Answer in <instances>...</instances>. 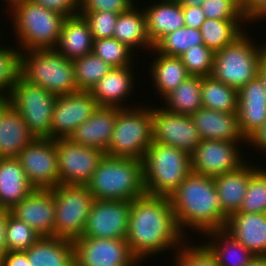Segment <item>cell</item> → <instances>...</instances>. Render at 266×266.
I'll list each match as a JSON object with an SVG mask.
<instances>
[{
    "instance_id": "cell-8",
    "label": "cell",
    "mask_w": 266,
    "mask_h": 266,
    "mask_svg": "<svg viewBox=\"0 0 266 266\" xmlns=\"http://www.w3.org/2000/svg\"><path fill=\"white\" fill-rule=\"evenodd\" d=\"M247 30L233 43L215 52L211 76L239 90L258 76L262 45L249 38Z\"/></svg>"
},
{
    "instance_id": "cell-56",
    "label": "cell",
    "mask_w": 266,
    "mask_h": 266,
    "mask_svg": "<svg viewBox=\"0 0 266 266\" xmlns=\"http://www.w3.org/2000/svg\"><path fill=\"white\" fill-rule=\"evenodd\" d=\"M10 105L8 97H0V120L3 111Z\"/></svg>"
},
{
    "instance_id": "cell-58",
    "label": "cell",
    "mask_w": 266,
    "mask_h": 266,
    "mask_svg": "<svg viewBox=\"0 0 266 266\" xmlns=\"http://www.w3.org/2000/svg\"><path fill=\"white\" fill-rule=\"evenodd\" d=\"M7 2V8H9L13 3L18 2L20 0H5Z\"/></svg>"
},
{
    "instance_id": "cell-19",
    "label": "cell",
    "mask_w": 266,
    "mask_h": 266,
    "mask_svg": "<svg viewBox=\"0 0 266 266\" xmlns=\"http://www.w3.org/2000/svg\"><path fill=\"white\" fill-rule=\"evenodd\" d=\"M239 127L248 140L266 121V91L257 76L238 90Z\"/></svg>"
},
{
    "instance_id": "cell-27",
    "label": "cell",
    "mask_w": 266,
    "mask_h": 266,
    "mask_svg": "<svg viewBox=\"0 0 266 266\" xmlns=\"http://www.w3.org/2000/svg\"><path fill=\"white\" fill-rule=\"evenodd\" d=\"M30 266H75L72 240L42 236L26 251Z\"/></svg>"
},
{
    "instance_id": "cell-44",
    "label": "cell",
    "mask_w": 266,
    "mask_h": 266,
    "mask_svg": "<svg viewBox=\"0 0 266 266\" xmlns=\"http://www.w3.org/2000/svg\"><path fill=\"white\" fill-rule=\"evenodd\" d=\"M88 23L94 39L111 38L119 13L110 11H79Z\"/></svg>"
},
{
    "instance_id": "cell-1",
    "label": "cell",
    "mask_w": 266,
    "mask_h": 266,
    "mask_svg": "<svg viewBox=\"0 0 266 266\" xmlns=\"http://www.w3.org/2000/svg\"><path fill=\"white\" fill-rule=\"evenodd\" d=\"M186 238L177 227L169 197L145 194L132 201L126 240L140 264L165 250L177 251Z\"/></svg>"
},
{
    "instance_id": "cell-33",
    "label": "cell",
    "mask_w": 266,
    "mask_h": 266,
    "mask_svg": "<svg viewBox=\"0 0 266 266\" xmlns=\"http://www.w3.org/2000/svg\"><path fill=\"white\" fill-rule=\"evenodd\" d=\"M165 110L192 116L203 107L201 100V77L190 76L163 98Z\"/></svg>"
},
{
    "instance_id": "cell-6",
    "label": "cell",
    "mask_w": 266,
    "mask_h": 266,
    "mask_svg": "<svg viewBox=\"0 0 266 266\" xmlns=\"http://www.w3.org/2000/svg\"><path fill=\"white\" fill-rule=\"evenodd\" d=\"M20 76L56 96L79 91L72 60L66 59L55 48L21 51Z\"/></svg>"
},
{
    "instance_id": "cell-25",
    "label": "cell",
    "mask_w": 266,
    "mask_h": 266,
    "mask_svg": "<svg viewBox=\"0 0 266 266\" xmlns=\"http://www.w3.org/2000/svg\"><path fill=\"white\" fill-rule=\"evenodd\" d=\"M146 29L155 45L163 36L185 26L182 5L179 0H158L145 6Z\"/></svg>"
},
{
    "instance_id": "cell-49",
    "label": "cell",
    "mask_w": 266,
    "mask_h": 266,
    "mask_svg": "<svg viewBox=\"0 0 266 266\" xmlns=\"http://www.w3.org/2000/svg\"><path fill=\"white\" fill-rule=\"evenodd\" d=\"M182 11L186 27L199 30L203 22L206 20L201 6H182Z\"/></svg>"
},
{
    "instance_id": "cell-31",
    "label": "cell",
    "mask_w": 266,
    "mask_h": 266,
    "mask_svg": "<svg viewBox=\"0 0 266 266\" xmlns=\"http://www.w3.org/2000/svg\"><path fill=\"white\" fill-rule=\"evenodd\" d=\"M202 235L211 241L203 244L215 256L220 266H246L256 256L225 229L211 230Z\"/></svg>"
},
{
    "instance_id": "cell-45",
    "label": "cell",
    "mask_w": 266,
    "mask_h": 266,
    "mask_svg": "<svg viewBox=\"0 0 266 266\" xmlns=\"http://www.w3.org/2000/svg\"><path fill=\"white\" fill-rule=\"evenodd\" d=\"M201 8L208 19L246 20L244 10L235 0H205Z\"/></svg>"
},
{
    "instance_id": "cell-29",
    "label": "cell",
    "mask_w": 266,
    "mask_h": 266,
    "mask_svg": "<svg viewBox=\"0 0 266 266\" xmlns=\"http://www.w3.org/2000/svg\"><path fill=\"white\" fill-rule=\"evenodd\" d=\"M94 38L86 20L78 15L64 20L55 49L68 60L92 53Z\"/></svg>"
},
{
    "instance_id": "cell-52",
    "label": "cell",
    "mask_w": 266,
    "mask_h": 266,
    "mask_svg": "<svg viewBox=\"0 0 266 266\" xmlns=\"http://www.w3.org/2000/svg\"><path fill=\"white\" fill-rule=\"evenodd\" d=\"M10 210L0 207V260L8 252L6 244V224Z\"/></svg>"
},
{
    "instance_id": "cell-37",
    "label": "cell",
    "mask_w": 266,
    "mask_h": 266,
    "mask_svg": "<svg viewBox=\"0 0 266 266\" xmlns=\"http://www.w3.org/2000/svg\"><path fill=\"white\" fill-rule=\"evenodd\" d=\"M204 45L200 30L182 27L163 36L154 49L161 54L179 57L192 46Z\"/></svg>"
},
{
    "instance_id": "cell-57",
    "label": "cell",
    "mask_w": 266,
    "mask_h": 266,
    "mask_svg": "<svg viewBox=\"0 0 266 266\" xmlns=\"http://www.w3.org/2000/svg\"><path fill=\"white\" fill-rule=\"evenodd\" d=\"M244 10L251 2V0H235Z\"/></svg>"
},
{
    "instance_id": "cell-16",
    "label": "cell",
    "mask_w": 266,
    "mask_h": 266,
    "mask_svg": "<svg viewBox=\"0 0 266 266\" xmlns=\"http://www.w3.org/2000/svg\"><path fill=\"white\" fill-rule=\"evenodd\" d=\"M153 142L173 146L191 154L201 142L191 116L152 108Z\"/></svg>"
},
{
    "instance_id": "cell-47",
    "label": "cell",
    "mask_w": 266,
    "mask_h": 266,
    "mask_svg": "<svg viewBox=\"0 0 266 266\" xmlns=\"http://www.w3.org/2000/svg\"><path fill=\"white\" fill-rule=\"evenodd\" d=\"M48 10L69 18L79 15L80 0H30Z\"/></svg>"
},
{
    "instance_id": "cell-46",
    "label": "cell",
    "mask_w": 266,
    "mask_h": 266,
    "mask_svg": "<svg viewBox=\"0 0 266 266\" xmlns=\"http://www.w3.org/2000/svg\"><path fill=\"white\" fill-rule=\"evenodd\" d=\"M136 3L134 0H80L79 11H110L120 14Z\"/></svg>"
},
{
    "instance_id": "cell-11",
    "label": "cell",
    "mask_w": 266,
    "mask_h": 266,
    "mask_svg": "<svg viewBox=\"0 0 266 266\" xmlns=\"http://www.w3.org/2000/svg\"><path fill=\"white\" fill-rule=\"evenodd\" d=\"M59 184L86 185L106 155L101 149L86 147L69 138L55 139Z\"/></svg>"
},
{
    "instance_id": "cell-12",
    "label": "cell",
    "mask_w": 266,
    "mask_h": 266,
    "mask_svg": "<svg viewBox=\"0 0 266 266\" xmlns=\"http://www.w3.org/2000/svg\"><path fill=\"white\" fill-rule=\"evenodd\" d=\"M25 176L35 189H52L59 185L55 140L35 138L16 157Z\"/></svg>"
},
{
    "instance_id": "cell-30",
    "label": "cell",
    "mask_w": 266,
    "mask_h": 266,
    "mask_svg": "<svg viewBox=\"0 0 266 266\" xmlns=\"http://www.w3.org/2000/svg\"><path fill=\"white\" fill-rule=\"evenodd\" d=\"M141 9L139 10L137 4H134L127 11L121 12L116 20L113 34V38L132 50L136 49V52L137 49L146 48L150 51L154 48L147 33L143 8Z\"/></svg>"
},
{
    "instance_id": "cell-15",
    "label": "cell",
    "mask_w": 266,
    "mask_h": 266,
    "mask_svg": "<svg viewBox=\"0 0 266 266\" xmlns=\"http://www.w3.org/2000/svg\"><path fill=\"white\" fill-rule=\"evenodd\" d=\"M132 201L94 200L81 237L126 239Z\"/></svg>"
},
{
    "instance_id": "cell-39",
    "label": "cell",
    "mask_w": 266,
    "mask_h": 266,
    "mask_svg": "<svg viewBox=\"0 0 266 266\" xmlns=\"http://www.w3.org/2000/svg\"><path fill=\"white\" fill-rule=\"evenodd\" d=\"M1 35L0 37H2ZM2 40V39H0ZM0 44V97H8L20 76V49Z\"/></svg>"
},
{
    "instance_id": "cell-43",
    "label": "cell",
    "mask_w": 266,
    "mask_h": 266,
    "mask_svg": "<svg viewBox=\"0 0 266 266\" xmlns=\"http://www.w3.org/2000/svg\"><path fill=\"white\" fill-rule=\"evenodd\" d=\"M198 244L184 241L173 257L174 266H220L211 251L203 243Z\"/></svg>"
},
{
    "instance_id": "cell-22",
    "label": "cell",
    "mask_w": 266,
    "mask_h": 266,
    "mask_svg": "<svg viewBox=\"0 0 266 266\" xmlns=\"http://www.w3.org/2000/svg\"><path fill=\"white\" fill-rule=\"evenodd\" d=\"M133 73V66L114 67L103 76L89 91L98 106L129 108L124 101L135 88Z\"/></svg>"
},
{
    "instance_id": "cell-10",
    "label": "cell",
    "mask_w": 266,
    "mask_h": 266,
    "mask_svg": "<svg viewBox=\"0 0 266 266\" xmlns=\"http://www.w3.org/2000/svg\"><path fill=\"white\" fill-rule=\"evenodd\" d=\"M8 98L36 138H50L56 95L19 76Z\"/></svg>"
},
{
    "instance_id": "cell-7",
    "label": "cell",
    "mask_w": 266,
    "mask_h": 266,
    "mask_svg": "<svg viewBox=\"0 0 266 266\" xmlns=\"http://www.w3.org/2000/svg\"><path fill=\"white\" fill-rule=\"evenodd\" d=\"M135 107L120 108L105 152L107 156L143 160L153 142L152 107Z\"/></svg>"
},
{
    "instance_id": "cell-40",
    "label": "cell",
    "mask_w": 266,
    "mask_h": 266,
    "mask_svg": "<svg viewBox=\"0 0 266 266\" xmlns=\"http://www.w3.org/2000/svg\"><path fill=\"white\" fill-rule=\"evenodd\" d=\"M237 213H266V168L249 180L247 192Z\"/></svg>"
},
{
    "instance_id": "cell-38",
    "label": "cell",
    "mask_w": 266,
    "mask_h": 266,
    "mask_svg": "<svg viewBox=\"0 0 266 266\" xmlns=\"http://www.w3.org/2000/svg\"><path fill=\"white\" fill-rule=\"evenodd\" d=\"M92 53L113 68L132 66L135 62L133 50L113 37L94 39Z\"/></svg>"
},
{
    "instance_id": "cell-59",
    "label": "cell",
    "mask_w": 266,
    "mask_h": 266,
    "mask_svg": "<svg viewBox=\"0 0 266 266\" xmlns=\"http://www.w3.org/2000/svg\"><path fill=\"white\" fill-rule=\"evenodd\" d=\"M263 49V58L266 60V44L262 45Z\"/></svg>"
},
{
    "instance_id": "cell-48",
    "label": "cell",
    "mask_w": 266,
    "mask_h": 266,
    "mask_svg": "<svg viewBox=\"0 0 266 266\" xmlns=\"http://www.w3.org/2000/svg\"><path fill=\"white\" fill-rule=\"evenodd\" d=\"M247 24L257 21H266V0H251L250 4L244 9ZM257 20V21H256Z\"/></svg>"
},
{
    "instance_id": "cell-24",
    "label": "cell",
    "mask_w": 266,
    "mask_h": 266,
    "mask_svg": "<svg viewBox=\"0 0 266 266\" xmlns=\"http://www.w3.org/2000/svg\"><path fill=\"white\" fill-rule=\"evenodd\" d=\"M250 163V164H249ZM246 162L238 170L214 177L222 213L229 218L241 207L250 178L261 168Z\"/></svg>"
},
{
    "instance_id": "cell-2",
    "label": "cell",
    "mask_w": 266,
    "mask_h": 266,
    "mask_svg": "<svg viewBox=\"0 0 266 266\" xmlns=\"http://www.w3.org/2000/svg\"><path fill=\"white\" fill-rule=\"evenodd\" d=\"M169 199L177 227L185 237V228L198 234L225 229L228 218L222 213L213 177L191 172Z\"/></svg>"
},
{
    "instance_id": "cell-23",
    "label": "cell",
    "mask_w": 266,
    "mask_h": 266,
    "mask_svg": "<svg viewBox=\"0 0 266 266\" xmlns=\"http://www.w3.org/2000/svg\"><path fill=\"white\" fill-rule=\"evenodd\" d=\"M225 230L254 255L266 256V213H234Z\"/></svg>"
},
{
    "instance_id": "cell-5",
    "label": "cell",
    "mask_w": 266,
    "mask_h": 266,
    "mask_svg": "<svg viewBox=\"0 0 266 266\" xmlns=\"http://www.w3.org/2000/svg\"><path fill=\"white\" fill-rule=\"evenodd\" d=\"M142 165L148 195L169 197L192 172L189 153L156 142L147 148Z\"/></svg>"
},
{
    "instance_id": "cell-36",
    "label": "cell",
    "mask_w": 266,
    "mask_h": 266,
    "mask_svg": "<svg viewBox=\"0 0 266 266\" xmlns=\"http://www.w3.org/2000/svg\"><path fill=\"white\" fill-rule=\"evenodd\" d=\"M72 63L79 91H90L113 68L93 53L74 59Z\"/></svg>"
},
{
    "instance_id": "cell-42",
    "label": "cell",
    "mask_w": 266,
    "mask_h": 266,
    "mask_svg": "<svg viewBox=\"0 0 266 266\" xmlns=\"http://www.w3.org/2000/svg\"><path fill=\"white\" fill-rule=\"evenodd\" d=\"M215 52L205 45L192 46L179 57L191 76H210Z\"/></svg>"
},
{
    "instance_id": "cell-14",
    "label": "cell",
    "mask_w": 266,
    "mask_h": 266,
    "mask_svg": "<svg viewBox=\"0 0 266 266\" xmlns=\"http://www.w3.org/2000/svg\"><path fill=\"white\" fill-rule=\"evenodd\" d=\"M73 244L75 266H140L126 239L79 237Z\"/></svg>"
},
{
    "instance_id": "cell-20",
    "label": "cell",
    "mask_w": 266,
    "mask_h": 266,
    "mask_svg": "<svg viewBox=\"0 0 266 266\" xmlns=\"http://www.w3.org/2000/svg\"><path fill=\"white\" fill-rule=\"evenodd\" d=\"M119 111L118 107L98 106L93 114L74 130L69 139L76 144L106 152Z\"/></svg>"
},
{
    "instance_id": "cell-34",
    "label": "cell",
    "mask_w": 266,
    "mask_h": 266,
    "mask_svg": "<svg viewBox=\"0 0 266 266\" xmlns=\"http://www.w3.org/2000/svg\"><path fill=\"white\" fill-rule=\"evenodd\" d=\"M246 22V20H217L206 18L199 29L204 45L214 52L223 49L233 43L246 31L247 28L244 25Z\"/></svg>"
},
{
    "instance_id": "cell-18",
    "label": "cell",
    "mask_w": 266,
    "mask_h": 266,
    "mask_svg": "<svg viewBox=\"0 0 266 266\" xmlns=\"http://www.w3.org/2000/svg\"><path fill=\"white\" fill-rule=\"evenodd\" d=\"M10 213L24 221L41 237L54 236L56 213L52 189H35L15 205Z\"/></svg>"
},
{
    "instance_id": "cell-9",
    "label": "cell",
    "mask_w": 266,
    "mask_h": 266,
    "mask_svg": "<svg viewBox=\"0 0 266 266\" xmlns=\"http://www.w3.org/2000/svg\"><path fill=\"white\" fill-rule=\"evenodd\" d=\"M55 203L54 236L75 240L83 235L94 196L86 185L59 184L52 188Z\"/></svg>"
},
{
    "instance_id": "cell-28",
    "label": "cell",
    "mask_w": 266,
    "mask_h": 266,
    "mask_svg": "<svg viewBox=\"0 0 266 266\" xmlns=\"http://www.w3.org/2000/svg\"><path fill=\"white\" fill-rule=\"evenodd\" d=\"M36 137L10 104L0 120V158H16Z\"/></svg>"
},
{
    "instance_id": "cell-55",
    "label": "cell",
    "mask_w": 266,
    "mask_h": 266,
    "mask_svg": "<svg viewBox=\"0 0 266 266\" xmlns=\"http://www.w3.org/2000/svg\"><path fill=\"white\" fill-rule=\"evenodd\" d=\"M205 0H179L182 6H201Z\"/></svg>"
},
{
    "instance_id": "cell-26",
    "label": "cell",
    "mask_w": 266,
    "mask_h": 266,
    "mask_svg": "<svg viewBox=\"0 0 266 266\" xmlns=\"http://www.w3.org/2000/svg\"><path fill=\"white\" fill-rule=\"evenodd\" d=\"M35 188L17 158H0V207L11 210Z\"/></svg>"
},
{
    "instance_id": "cell-53",
    "label": "cell",
    "mask_w": 266,
    "mask_h": 266,
    "mask_svg": "<svg viewBox=\"0 0 266 266\" xmlns=\"http://www.w3.org/2000/svg\"><path fill=\"white\" fill-rule=\"evenodd\" d=\"M258 77L263 83L266 91V60L263 58L258 66Z\"/></svg>"
},
{
    "instance_id": "cell-35",
    "label": "cell",
    "mask_w": 266,
    "mask_h": 266,
    "mask_svg": "<svg viewBox=\"0 0 266 266\" xmlns=\"http://www.w3.org/2000/svg\"><path fill=\"white\" fill-rule=\"evenodd\" d=\"M201 100L203 108L237 113L238 90L216 80L211 75L201 77Z\"/></svg>"
},
{
    "instance_id": "cell-17",
    "label": "cell",
    "mask_w": 266,
    "mask_h": 266,
    "mask_svg": "<svg viewBox=\"0 0 266 266\" xmlns=\"http://www.w3.org/2000/svg\"><path fill=\"white\" fill-rule=\"evenodd\" d=\"M97 108L96 99L89 91L57 96L52 114L50 138L54 140L69 138Z\"/></svg>"
},
{
    "instance_id": "cell-4",
    "label": "cell",
    "mask_w": 266,
    "mask_h": 266,
    "mask_svg": "<svg viewBox=\"0 0 266 266\" xmlns=\"http://www.w3.org/2000/svg\"><path fill=\"white\" fill-rule=\"evenodd\" d=\"M7 10L20 51L55 48L66 17L30 0L13 3ZM10 12V13H9Z\"/></svg>"
},
{
    "instance_id": "cell-13",
    "label": "cell",
    "mask_w": 266,
    "mask_h": 266,
    "mask_svg": "<svg viewBox=\"0 0 266 266\" xmlns=\"http://www.w3.org/2000/svg\"><path fill=\"white\" fill-rule=\"evenodd\" d=\"M240 149V142L201 140L190 154L191 171L213 178L236 171L249 161L242 158L245 154Z\"/></svg>"
},
{
    "instance_id": "cell-41",
    "label": "cell",
    "mask_w": 266,
    "mask_h": 266,
    "mask_svg": "<svg viewBox=\"0 0 266 266\" xmlns=\"http://www.w3.org/2000/svg\"><path fill=\"white\" fill-rule=\"evenodd\" d=\"M40 237L33 228L9 212L6 224V244L8 251H26Z\"/></svg>"
},
{
    "instance_id": "cell-21",
    "label": "cell",
    "mask_w": 266,
    "mask_h": 266,
    "mask_svg": "<svg viewBox=\"0 0 266 266\" xmlns=\"http://www.w3.org/2000/svg\"><path fill=\"white\" fill-rule=\"evenodd\" d=\"M201 140H221L242 142L247 139L242 134L237 113L200 108L192 116Z\"/></svg>"
},
{
    "instance_id": "cell-50",
    "label": "cell",
    "mask_w": 266,
    "mask_h": 266,
    "mask_svg": "<svg viewBox=\"0 0 266 266\" xmlns=\"http://www.w3.org/2000/svg\"><path fill=\"white\" fill-rule=\"evenodd\" d=\"M0 266H30L25 251H8L0 260Z\"/></svg>"
},
{
    "instance_id": "cell-54",
    "label": "cell",
    "mask_w": 266,
    "mask_h": 266,
    "mask_svg": "<svg viewBox=\"0 0 266 266\" xmlns=\"http://www.w3.org/2000/svg\"><path fill=\"white\" fill-rule=\"evenodd\" d=\"M246 266H266V256H255Z\"/></svg>"
},
{
    "instance_id": "cell-51",
    "label": "cell",
    "mask_w": 266,
    "mask_h": 266,
    "mask_svg": "<svg viewBox=\"0 0 266 266\" xmlns=\"http://www.w3.org/2000/svg\"><path fill=\"white\" fill-rule=\"evenodd\" d=\"M249 142V143H248ZM248 145L251 144V147L262 151L263 154H266V121L252 136L247 140Z\"/></svg>"
},
{
    "instance_id": "cell-32",
    "label": "cell",
    "mask_w": 266,
    "mask_h": 266,
    "mask_svg": "<svg viewBox=\"0 0 266 266\" xmlns=\"http://www.w3.org/2000/svg\"><path fill=\"white\" fill-rule=\"evenodd\" d=\"M151 51L156 52V55H158L150 63V75H152L153 87L161 95L160 98L163 99L191 75L180 57L158 53L154 48Z\"/></svg>"
},
{
    "instance_id": "cell-3",
    "label": "cell",
    "mask_w": 266,
    "mask_h": 266,
    "mask_svg": "<svg viewBox=\"0 0 266 266\" xmlns=\"http://www.w3.org/2000/svg\"><path fill=\"white\" fill-rule=\"evenodd\" d=\"M86 186L96 200L133 201L146 194L142 161L105 155Z\"/></svg>"
}]
</instances>
